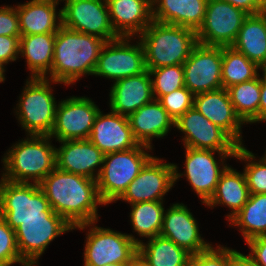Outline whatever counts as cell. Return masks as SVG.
Here are the masks:
<instances>
[{"mask_svg":"<svg viewBox=\"0 0 266 266\" xmlns=\"http://www.w3.org/2000/svg\"><path fill=\"white\" fill-rule=\"evenodd\" d=\"M53 211L71 226L98 222V205H106L97 180L55 168L39 184Z\"/></svg>","mask_w":266,"mask_h":266,"instance_id":"cell-1","label":"cell"},{"mask_svg":"<svg viewBox=\"0 0 266 266\" xmlns=\"http://www.w3.org/2000/svg\"><path fill=\"white\" fill-rule=\"evenodd\" d=\"M0 35L21 36L16 6L0 7Z\"/></svg>","mask_w":266,"mask_h":266,"instance_id":"cell-40","label":"cell"},{"mask_svg":"<svg viewBox=\"0 0 266 266\" xmlns=\"http://www.w3.org/2000/svg\"><path fill=\"white\" fill-rule=\"evenodd\" d=\"M163 161L154 156L116 201L121 200L130 205L146 201H163L165 194L176 184L173 163Z\"/></svg>","mask_w":266,"mask_h":266,"instance_id":"cell-16","label":"cell"},{"mask_svg":"<svg viewBox=\"0 0 266 266\" xmlns=\"http://www.w3.org/2000/svg\"><path fill=\"white\" fill-rule=\"evenodd\" d=\"M131 39L119 37L105 42L93 75L116 82L143 73L146 70L143 46L139 39L133 45Z\"/></svg>","mask_w":266,"mask_h":266,"instance_id":"cell-10","label":"cell"},{"mask_svg":"<svg viewBox=\"0 0 266 266\" xmlns=\"http://www.w3.org/2000/svg\"><path fill=\"white\" fill-rule=\"evenodd\" d=\"M174 127L184 133V147L215 151H237L239 145L216 124L210 122L195 107L187 110Z\"/></svg>","mask_w":266,"mask_h":266,"instance_id":"cell-17","label":"cell"},{"mask_svg":"<svg viewBox=\"0 0 266 266\" xmlns=\"http://www.w3.org/2000/svg\"><path fill=\"white\" fill-rule=\"evenodd\" d=\"M138 38L143 46L146 69L183 65L197 44L195 30L154 20Z\"/></svg>","mask_w":266,"mask_h":266,"instance_id":"cell-4","label":"cell"},{"mask_svg":"<svg viewBox=\"0 0 266 266\" xmlns=\"http://www.w3.org/2000/svg\"><path fill=\"white\" fill-rule=\"evenodd\" d=\"M234 158L244 160V173L250 194H266V156L263 155L259 160L244 145L238 147Z\"/></svg>","mask_w":266,"mask_h":266,"instance_id":"cell-35","label":"cell"},{"mask_svg":"<svg viewBox=\"0 0 266 266\" xmlns=\"http://www.w3.org/2000/svg\"><path fill=\"white\" fill-rule=\"evenodd\" d=\"M222 47L197 43L183 63L184 83L194 95L222 86Z\"/></svg>","mask_w":266,"mask_h":266,"instance_id":"cell-15","label":"cell"},{"mask_svg":"<svg viewBox=\"0 0 266 266\" xmlns=\"http://www.w3.org/2000/svg\"><path fill=\"white\" fill-rule=\"evenodd\" d=\"M61 0H31L16 6L21 36L56 33L62 26Z\"/></svg>","mask_w":266,"mask_h":266,"instance_id":"cell-24","label":"cell"},{"mask_svg":"<svg viewBox=\"0 0 266 266\" xmlns=\"http://www.w3.org/2000/svg\"><path fill=\"white\" fill-rule=\"evenodd\" d=\"M138 244V258L147 266H190L192 254L161 235Z\"/></svg>","mask_w":266,"mask_h":266,"instance_id":"cell-30","label":"cell"},{"mask_svg":"<svg viewBox=\"0 0 266 266\" xmlns=\"http://www.w3.org/2000/svg\"><path fill=\"white\" fill-rule=\"evenodd\" d=\"M105 42L62 25L55 36L51 72L45 78L68 86L84 75H93Z\"/></svg>","mask_w":266,"mask_h":266,"instance_id":"cell-2","label":"cell"},{"mask_svg":"<svg viewBox=\"0 0 266 266\" xmlns=\"http://www.w3.org/2000/svg\"><path fill=\"white\" fill-rule=\"evenodd\" d=\"M131 264H118V263H111L104 266H130Z\"/></svg>","mask_w":266,"mask_h":266,"instance_id":"cell-48","label":"cell"},{"mask_svg":"<svg viewBox=\"0 0 266 266\" xmlns=\"http://www.w3.org/2000/svg\"><path fill=\"white\" fill-rule=\"evenodd\" d=\"M100 109L88 97H69L59 101L50 133L56 141L89 139Z\"/></svg>","mask_w":266,"mask_h":266,"instance_id":"cell-12","label":"cell"},{"mask_svg":"<svg viewBox=\"0 0 266 266\" xmlns=\"http://www.w3.org/2000/svg\"><path fill=\"white\" fill-rule=\"evenodd\" d=\"M64 218L23 219L15 229L17 247L22 260L28 266H38V259L48 245L58 236L72 231Z\"/></svg>","mask_w":266,"mask_h":266,"instance_id":"cell-14","label":"cell"},{"mask_svg":"<svg viewBox=\"0 0 266 266\" xmlns=\"http://www.w3.org/2000/svg\"><path fill=\"white\" fill-rule=\"evenodd\" d=\"M112 112L129 116L154 99L149 71L113 83L109 92Z\"/></svg>","mask_w":266,"mask_h":266,"instance_id":"cell-22","label":"cell"},{"mask_svg":"<svg viewBox=\"0 0 266 266\" xmlns=\"http://www.w3.org/2000/svg\"><path fill=\"white\" fill-rule=\"evenodd\" d=\"M89 140L104 154L137 147L128 116L112 112L97 114Z\"/></svg>","mask_w":266,"mask_h":266,"instance_id":"cell-20","label":"cell"},{"mask_svg":"<svg viewBox=\"0 0 266 266\" xmlns=\"http://www.w3.org/2000/svg\"><path fill=\"white\" fill-rule=\"evenodd\" d=\"M227 2L236 8L243 10L248 15L258 14L264 12L261 8L260 0H219Z\"/></svg>","mask_w":266,"mask_h":266,"instance_id":"cell-43","label":"cell"},{"mask_svg":"<svg viewBox=\"0 0 266 266\" xmlns=\"http://www.w3.org/2000/svg\"><path fill=\"white\" fill-rule=\"evenodd\" d=\"M59 143L61 146L56 148L55 155L57 169L93 180L98 179L105 154L89 139L67 140Z\"/></svg>","mask_w":266,"mask_h":266,"instance_id":"cell-19","label":"cell"},{"mask_svg":"<svg viewBox=\"0 0 266 266\" xmlns=\"http://www.w3.org/2000/svg\"><path fill=\"white\" fill-rule=\"evenodd\" d=\"M261 8L266 11V0H260Z\"/></svg>","mask_w":266,"mask_h":266,"instance_id":"cell-49","label":"cell"},{"mask_svg":"<svg viewBox=\"0 0 266 266\" xmlns=\"http://www.w3.org/2000/svg\"><path fill=\"white\" fill-rule=\"evenodd\" d=\"M250 252L248 256L258 265L266 266V235L258 236L246 242Z\"/></svg>","mask_w":266,"mask_h":266,"instance_id":"cell-42","label":"cell"},{"mask_svg":"<svg viewBox=\"0 0 266 266\" xmlns=\"http://www.w3.org/2000/svg\"><path fill=\"white\" fill-rule=\"evenodd\" d=\"M49 78L29 77L16 104L15 115L27 135L49 136L55 121L57 102Z\"/></svg>","mask_w":266,"mask_h":266,"instance_id":"cell-6","label":"cell"},{"mask_svg":"<svg viewBox=\"0 0 266 266\" xmlns=\"http://www.w3.org/2000/svg\"><path fill=\"white\" fill-rule=\"evenodd\" d=\"M236 250L222 245H211L207 250L192 255L190 266H230L231 255Z\"/></svg>","mask_w":266,"mask_h":266,"instance_id":"cell-39","label":"cell"},{"mask_svg":"<svg viewBox=\"0 0 266 266\" xmlns=\"http://www.w3.org/2000/svg\"><path fill=\"white\" fill-rule=\"evenodd\" d=\"M249 195L244 171L241 173L228 166L220 176L215 193L205 205L211 209L217 205H225L231 210L226 215V219L229 221L242 209L248 201Z\"/></svg>","mask_w":266,"mask_h":266,"instance_id":"cell-28","label":"cell"},{"mask_svg":"<svg viewBox=\"0 0 266 266\" xmlns=\"http://www.w3.org/2000/svg\"><path fill=\"white\" fill-rule=\"evenodd\" d=\"M260 68L255 62L250 61L244 54L236 51L231 46L222 47V86H230L255 79Z\"/></svg>","mask_w":266,"mask_h":266,"instance_id":"cell-33","label":"cell"},{"mask_svg":"<svg viewBox=\"0 0 266 266\" xmlns=\"http://www.w3.org/2000/svg\"><path fill=\"white\" fill-rule=\"evenodd\" d=\"M218 153L220 159L214 157ZM236 151H215L209 149H195L185 147L184 172L178 173V166L173 163L174 182L184 175L193 191L206 204L215 193L221 174L229 166L226 159L233 157ZM220 164V165H219Z\"/></svg>","mask_w":266,"mask_h":266,"instance_id":"cell-9","label":"cell"},{"mask_svg":"<svg viewBox=\"0 0 266 266\" xmlns=\"http://www.w3.org/2000/svg\"><path fill=\"white\" fill-rule=\"evenodd\" d=\"M0 216L15 230L23 219L63 218L49 205L39 184L0 179Z\"/></svg>","mask_w":266,"mask_h":266,"instance_id":"cell-8","label":"cell"},{"mask_svg":"<svg viewBox=\"0 0 266 266\" xmlns=\"http://www.w3.org/2000/svg\"><path fill=\"white\" fill-rule=\"evenodd\" d=\"M20 36L0 35V61L9 64L19 58Z\"/></svg>","mask_w":266,"mask_h":266,"instance_id":"cell-41","label":"cell"},{"mask_svg":"<svg viewBox=\"0 0 266 266\" xmlns=\"http://www.w3.org/2000/svg\"><path fill=\"white\" fill-rule=\"evenodd\" d=\"M56 33L20 36L19 56L25 57L29 77L45 78L51 72Z\"/></svg>","mask_w":266,"mask_h":266,"instance_id":"cell-29","label":"cell"},{"mask_svg":"<svg viewBox=\"0 0 266 266\" xmlns=\"http://www.w3.org/2000/svg\"><path fill=\"white\" fill-rule=\"evenodd\" d=\"M62 25L74 31L95 35L103 40L112 41L119 36L110 21L106 0H61Z\"/></svg>","mask_w":266,"mask_h":266,"instance_id":"cell-13","label":"cell"},{"mask_svg":"<svg viewBox=\"0 0 266 266\" xmlns=\"http://www.w3.org/2000/svg\"><path fill=\"white\" fill-rule=\"evenodd\" d=\"M130 206L132 209L129 217L133 232L148 239L158 236L165 213L163 201L139 202Z\"/></svg>","mask_w":266,"mask_h":266,"instance_id":"cell-34","label":"cell"},{"mask_svg":"<svg viewBox=\"0 0 266 266\" xmlns=\"http://www.w3.org/2000/svg\"><path fill=\"white\" fill-rule=\"evenodd\" d=\"M230 266H258L248 255L235 251L230 258Z\"/></svg>","mask_w":266,"mask_h":266,"instance_id":"cell-45","label":"cell"},{"mask_svg":"<svg viewBox=\"0 0 266 266\" xmlns=\"http://www.w3.org/2000/svg\"><path fill=\"white\" fill-rule=\"evenodd\" d=\"M4 72H6L5 64L0 61V83L4 82L6 79Z\"/></svg>","mask_w":266,"mask_h":266,"instance_id":"cell-46","label":"cell"},{"mask_svg":"<svg viewBox=\"0 0 266 266\" xmlns=\"http://www.w3.org/2000/svg\"><path fill=\"white\" fill-rule=\"evenodd\" d=\"M131 130L139 144L153 148V138L168 135L174 120L159 100L153 99L128 116Z\"/></svg>","mask_w":266,"mask_h":266,"instance_id":"cell-25","label":"cell"},{"mask_svg":"<svg viewBox=\"0 0 266 266\" xmlns=\"http://www.w3.org/2000/svg\"><path fill=\"white\" fill-rule=\"evenodd\" d=\"M262 71L261 76V92L259 103V123L266 120V71Z\"/></svg>","mask_w":266,"mask_h":266,"instance_id":"cell-44","label":"cell"},{"mask_svg":"<svg viewBox=\"0 0 266 266\" xmlns=\"http://www.w3.org/2000/svg\"><path fill=\"white\" fill-rule=\"evenodd\" d=\"M110 21L119 37L139 36L153 21V0H106Z\"/></svg>","mask_w":266,"mask_h":266,"instance_id":"cell-23","label":"cell"},{"mask_svg":"<svg viewBox=\"0 0 266 266\" xmlns=\"http://www.w3.org/2000/svg\"><path fill=\"white\" fill-rule=\"evenodd\" d=\"M229 224L240 227L245 242L266 235V194H250L248 201L229 220Z\"/></svg>","mask_w":266,"mask_h":266,"instance_id":"cell-31","label":"cell"},{"mask_svg":"<svg viewBox=\"0 0 266 266\" xmlns=\"http://www.w3.org/2000/svg\"><path fill=\"white\" fill-rule=\"evenodd\" d=\"M231 47L260 68L266 66V11L245 18Z\"/></svg>","mask_w":266,"mask_h":266,"instance_id":"cell-27","label":"cell"},{"mask_svg":"<svg viewBox=\"0 0 266 266\" xmlns=\"http://www.w3.org/2000/svg\"><path fill=\"white\" fill-rule=\"evenodd\" d=\"M130 266H147L142 260L137 258Z\"/></svg>","mask_w":266,"mask_h":266,"instance_id":"cell-47","label":"cell"},{"mask_svg":"<svg viewBox=\"0 0 266 266\" xmlns=\"http://www.w3.org/2000/svg\"><path fill=\"white\" fill-rule=\"evenodd\" d=\"M236 115L244 124L259 123L260 74L252 80L227 88Z\"/></svg>","mask_w":266,"mask_h":266,"instance_id":"cell-32","label":"cell"},{"mask_svg":"<svg viewBox=\"0 0 266 266\" xmlns=\"http://www.w3.org/2000/svg\"><path fill=\"white\" fill-rule=\"evenodd\" d=\"M149 71L154 99L185 87L183 65L164 66ZM153 77V78H152Z\"/></svg>","mask_w":266,"mask_h":266,"instance_id":"cell-36","label":"cell"},{"mask_svg":"<svg viewBox=\"0 0 266 266\" xmlns=\"http://www.w3.org/2000/svg\"><path fill=\"white\" fill-rule=\"evenodd\" d=\"M194 107L210 122L224 130L239 146L244 145L241 135L244 123L236 115L227 89L196 94Z\"/></svg>","mask_w":266,"mask_h":266,"instance_id":"cell-21","label":"cell"},{"mask_svg":"<svg viewBox=\"0 0 266 266\" xmlns=\"http://www.w3.org/2000/svg\"><path fill=\"white\" fill-rule=\"evenodd\" d=\"M247 16L243 10L227 2L208 0L203 23L196 31L197 43L232 46Z\"/></svg>","mask_w":266,"mask_h":266,"instance_id":"cell-11","label":"cell"},{"mask_svg":"<svg viewBox=\"0 0 266 266\" xmlns=\"http://www.w3.org/2000/svg\"><path fill=\"white\" fill-rule=\"evenodd\" d=\"M95 223L93 221L73 227V230H85L89 227L83 252L84 266L132 264L138 258V244L142 240L136 239L132 234L98 227Z\"/></svg>","mask_w":266,"mask_h":266,"instance_id":"cell-5","label":"cell"},{"mask_svg":"<svg viewBox=\"0 0 266 266\" xmlns=\"http://www.w3.org/2000/svg\"><path fill=\"white\" fill-rule=\"evenodd\" d=\"M193 216L183 203L172 204L165 210L159 235L195 255L207 250L212 244L201 237L197 220Z\"/></svg>","mask_w":266,"mask_h":266,"instance_id":"cell-18","label":"cell"},{"mask_svg":"<svg viewBox=\"0 0 266 266\" xmlns=\"http://www.w3.org/2000/svg\"><path fill=\"white\" fill-rule=\"evenodd\" d=\"M50 136L27 135L13 144L2 158V178L12 182L40 184L56 168V147ZM31 180V181H30Z\"/></svg>","mask_w":266,"mask_h":266,"instance_id":"cell-3","label":"cell"},{"mask_svg":"<svg viewBox=\"0 0 266 266\" xmlns=\"http://www.w3.org/2000/svg\"><path fill=\"white\" fill-rule=\"evenodd\" d=\"M194 96L187 87H182L163 95L159 101L175 122L187 110L194 107Z\"/></svg>","mask_w":266,"mask_h":266,"instance_id":"cell-38","label":"cell"},{"mask_svg":"<svg viewBox=\"0 0 266 266\" xmlns=\"http://www.w3.org/2000/svg\"><path fill=\"white\" fill-rule=\"evenodd\" d=\"M208 0H153L152 19L197 31L203 23Z\"/></svg>","mask_w":266,"mask_h":266,"instance_id":"cell-26","label":"cell"},{"mask_svg":"<svg viewBox=\"0 0 266 266\" xmlns=\"http://www.w3.org/2000/svg\"><path fill=\"white\" fill-rule=\"evenodd\" d=\"M151 147L139 144L126 151L104 155L101 173L97 179L98 193L107 205L116 200L154 157L148 154Z\"/></svg>","mask_w":266,"mask_h":266,"instance_id":"cell-7","label":"cell"},{"mask_svg":"<svg viewBox=\"0 0 266 266\" xmlns=\"http://www.w3.org/2000/svg\"><path fill=\"white\" fill-rule=\"evenodd\" d=\"M16 263L28 266L19 254L15 230L0 216V266H13Z\"/></svg>","mask_w":266,"mask_h":266,"instance_id":"cell-37","label":"cell"}]
</instances>
